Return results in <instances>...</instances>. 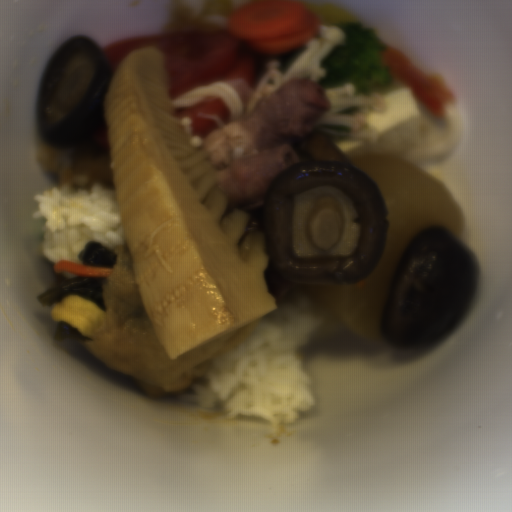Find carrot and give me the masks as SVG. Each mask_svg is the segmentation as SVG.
<instances>
[{
  "instance_id": "obj_1",
  "label": "carrot",
  "mask_w": 512,
  "mask_h": 512,
  "mask_svg": "<svg viewBox=\"0 0 512 512\" xmlns=\"http://www.w3.org/2000/svg\"><path fill=\"white\" fill-rule=\"evenodd\" d=\"M324 26L314 12L297 0H256L229 10L226 34L264 55L276 57L311 39Z\"/></svg>"
}]
</instances>
